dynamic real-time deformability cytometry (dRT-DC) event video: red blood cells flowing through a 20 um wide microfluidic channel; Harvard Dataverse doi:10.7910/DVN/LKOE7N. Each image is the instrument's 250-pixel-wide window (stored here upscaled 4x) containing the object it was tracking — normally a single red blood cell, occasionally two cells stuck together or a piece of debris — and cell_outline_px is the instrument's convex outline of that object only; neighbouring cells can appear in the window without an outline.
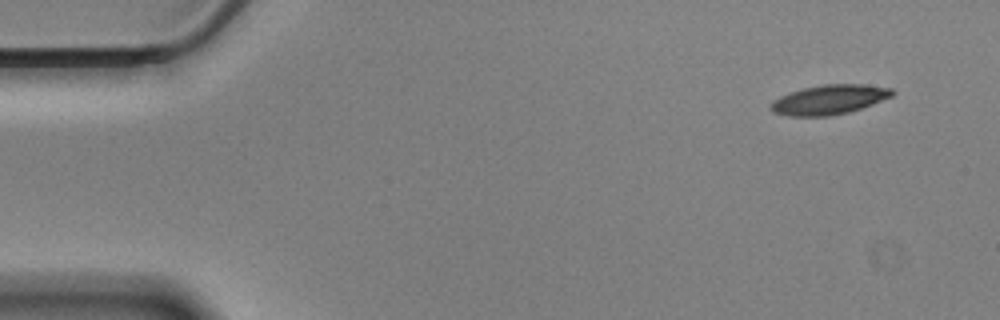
{"species": "Egyptian fruit bat (a non-hibernating species)", "species_latin": "Rousettus aegyptiacus", "temperature_condition": "cold", "stored_images_in_passage": 55, "camera_frame_rate_fps": 3000, "um_per_image_px": 0.085, "animal": {"sex": "male"}, "frame": {"image": 1, "passage_image": 1, "time_ms": 0.0, "image_size_px": [1000, 320], "cell_outline_px": [[896, 92], [892, 96], [872, 104], [848, 112], [828, 116], [788, 116], [772, 112], [768, 108], [768, 104], [772, 100], [788, 92], [804, 88], [824, 84], [864, 84], [892, 88]], "centroid_in_image_um": [70.43, 8.46], "position_along_channel_um": 14.6, "area_um2": 21.1}}
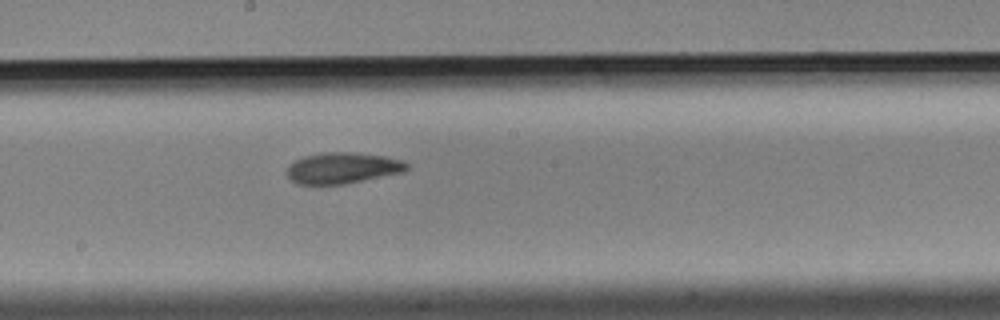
{"frame": {"image": 2, "passage_image": 28, "time_ms": 9.0, "image_size_px": [1000, 320], "cell_outline_px": [[408, 168], [404, 172], [344, 184], [296, 184], [288, 176], [288, 164], [304, 156], [320, 152], [356, 152], [384, 156], [404, 160], [408, 164]], "centroid_in_image_um": [29.14, 14.27], "position_along_channel_um": 219.1, "area_um2": 21.79}}
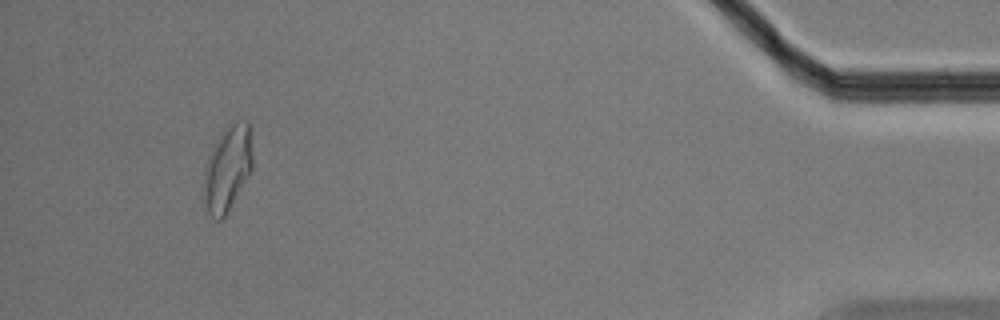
{"frame": {"image": 3, "passage_image": 51, "time_ms": 16.667, "image_size_px": [1000, 320], "cell_outline_px": [[252, 172], [228, 212], [220, 220], [216, 220], [208, 212], [200, 200], [204, 168], [208, 156], [220, 132], [224, 128], [236, 120], [248, 120], [252, 152]], "centroid_in_image_um": [19.3, 14.36], "position_along_channel_um": 415.9, "area_um2": 25.2}, "authors_computed_cell_mechanics": {"area_um2": 21.7328, "velocity_mm_per_s": 3.445, "shape_relaxation_time_tau1_ms": 6.7621, "shape_relaxation_time_tau2_ms": 5.4141, "deformation_change_tau1": 0.1858, "deformation_change_tau2": 0.1331}}